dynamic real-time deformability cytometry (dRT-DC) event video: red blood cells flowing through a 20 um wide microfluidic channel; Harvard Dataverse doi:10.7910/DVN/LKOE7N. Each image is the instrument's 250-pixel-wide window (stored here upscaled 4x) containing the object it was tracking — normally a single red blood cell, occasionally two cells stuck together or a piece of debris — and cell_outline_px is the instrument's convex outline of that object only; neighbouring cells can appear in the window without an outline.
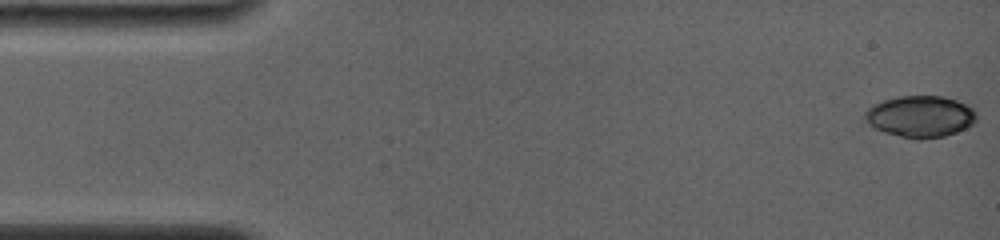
{"species": "common noctule bat (a hibernating species)", "species_latin": "Nyctalus noctula", "temperature_condition": "room temperature", "stored_images_in_passage": 9, "camera_frame_rate_fps": 4000, "um_per_image_px": 0.085, "animal": {"sex": "female", "body_mass_g": 19.0, "forearm_length_mm": 56.7}, "frame": {"image": 1, "passage_image": 1, "time_ms": 0.0, "image_size_px": [1000, 240], "cell_outline_px": [[976, 120], [972, 124], [956, 132], [944, 136], [920, 140], [916, 140], [884, 132], [868, 124], [864, 116], [864, 112], [868, 108], [884, 100], [900, 96], [944, 96], [956, 100], [972, 108], [976, 112]], "centroid_in_image_um": [78.22, 9.91], "position_along_channel_um": 6.8, "area_um2": 26.88}}
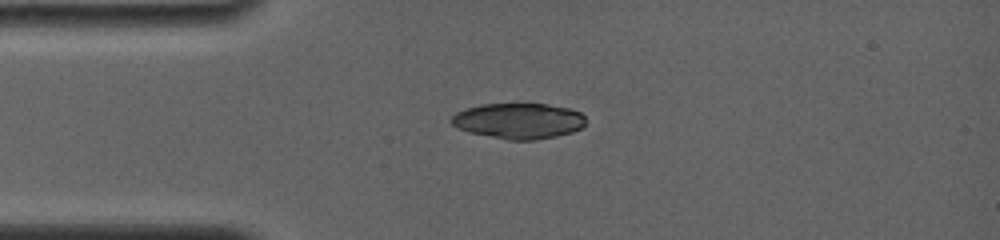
{"frame": {"image": 2, "passage_image": 8, "time_ms": 3.75, "image_size_px": [1000, 240], "cell_outline_px": [[584, 124], [580, 128], [572, 132], [556, 136], [536, 140], [508, 140], [468, 132], [452, 124], [452, 116], [456, 112], [480, 104], [544, 104], [568, 108], [580, 112], [584, 116]], "centroid_in_image_um": [44.08, 10.28], "position_along_channel_um": 40.9, "area_um2": 27.69}}